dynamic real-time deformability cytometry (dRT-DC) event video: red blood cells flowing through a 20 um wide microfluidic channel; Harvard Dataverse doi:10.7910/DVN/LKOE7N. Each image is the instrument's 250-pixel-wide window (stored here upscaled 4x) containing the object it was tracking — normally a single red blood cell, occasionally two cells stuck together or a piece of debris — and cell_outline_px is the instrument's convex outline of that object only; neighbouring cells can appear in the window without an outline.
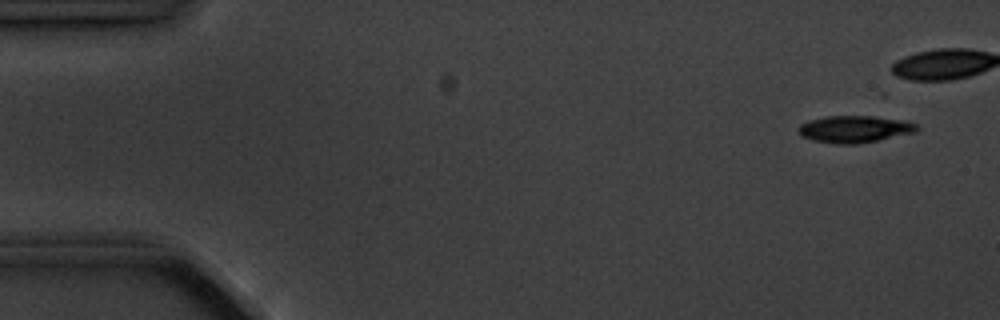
{"species": "common noctule bat (a hibernating species)", "species_latin": "Nyctalus noctula", "temperature_condition": "cold", "stored_images_in_passage": 5, "camera_frame_rate_fps": 3000, "um_per_image_px": 0.085, "animal": {"sex": "male", "body_mass_g": 20.1, "forearm_length_mm": 53.5}, "frame": {"image": 1, "passage_image": 1, "time_ms": 0.0, "image_size_px": [1000, 320], "cell_outline_px": [[920, 128], [916, 132], [856, 144], [836, 144], [812, 140], [800, 136], [796, 132], [796, 128], [800, 124], [808, 120], [824, 116], [872, 116], [904, 120], [916, 124]], "centroid_in_image_um": [72.57, 10.97], "position_along_channel_um": 12.4, "area_um2": 18.79}}